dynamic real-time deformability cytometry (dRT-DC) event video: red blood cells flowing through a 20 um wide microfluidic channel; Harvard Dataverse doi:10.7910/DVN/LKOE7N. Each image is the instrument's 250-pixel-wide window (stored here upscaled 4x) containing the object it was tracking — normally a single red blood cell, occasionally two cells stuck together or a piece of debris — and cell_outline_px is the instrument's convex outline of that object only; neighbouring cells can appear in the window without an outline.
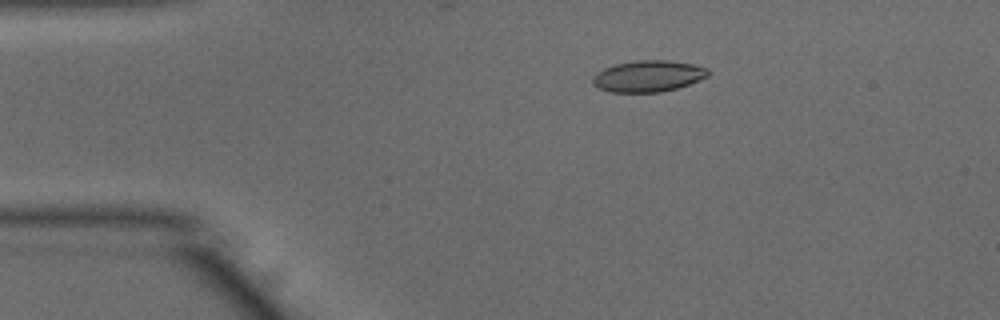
{"species": "common noctule bat (a hibernating species)", "species_latin": "Nyctalus noctula", "temperature_condition": "warm", "stored_images_in_passage": 51, "camera_frame_rate_fps": 3000, "um_per_image_px": 0.085, "animal": {"sex": "male", "body_mass_g": 15.6}, "frame": {"image": 1, "passage_image": 9, "time_ms": 2.667, "image_size_px": [1000, 320], "cell_outline_px": [[708, 76], [688, 84], [676, 88], [660, 92], [612, 92], [596, 88], [592, 84], [592, 80], [596, 72], [604, 68], [616, 64], [636, 60], [668, 60], [692, 64], [708, 68]], "centroid_in_image_um": [55.05, 6.47], "position_along_channel_um": 29.9, "area_um2": 21.04}}
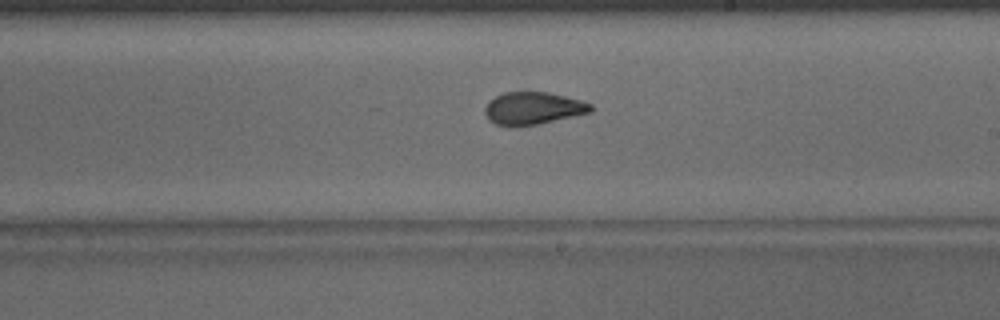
{"frame": {"image": 2, "passage_image": 29, "time_ms": 9.333, "image_size_px": [1000, 320], "cell_outline_px": [[592, 112], [536, 124], [516, 128], [512, 128], [496, 124], [484, 112], [484, 108], [488, 100], [504, 92], [548, 92], [580, 100], [592, 104]], "centroid_in_image_um": [45.28, 9.21], "position_along_channel_um": 243.7, "area_um2": 20.06}}
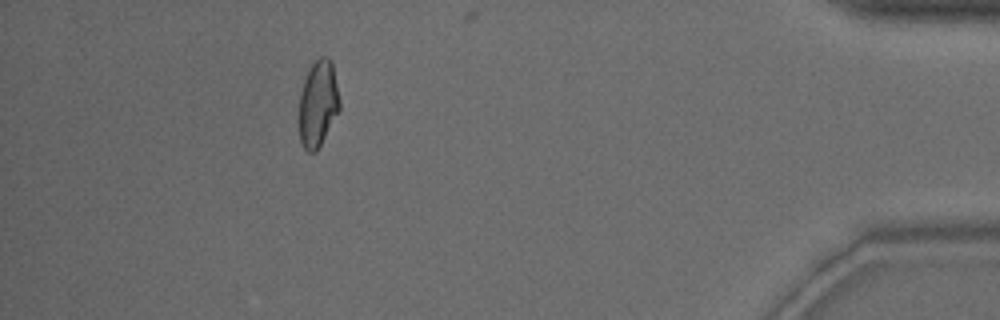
{"frame": {"image": 3, "passage_image": 46, "time_ms": 15.0, "image_size_px": [1000, 320], "cell_outline_px": [[340, 108], [316, 152], [308, 152], [304, 148], [300, 140], [300, 92], [308, 68], [320, 56], [328, 56], [332, 60], [340, 100]], "centroid_in_image_um": [27.04, 8.76], "position_along_channel_um": 408.2, "area_um2": 20.29}, "authors_computed_cell_mechanics": {"area_um2": 20.5768, "velocity_mm_per_s": 3.8971, "shape_relaxation_time_tau1_ms": 5.9924, "shape_relaxation_time_tau2_ms": 1.3364, "deformation_change_tau1": 0.1771, "deformation_change_tau2": 0.0702}}